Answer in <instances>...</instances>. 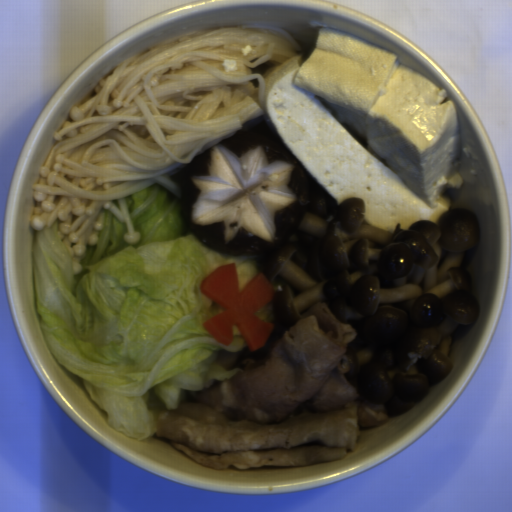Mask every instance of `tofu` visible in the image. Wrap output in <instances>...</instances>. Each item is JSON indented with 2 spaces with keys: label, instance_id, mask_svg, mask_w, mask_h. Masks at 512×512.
Segmentation results:
<instances>
[{
  "label": "tofu",
  "instance_id": "tofu-1",
  "mask_svg": "<svg viewBox=\"0 0 512 512\" xmlns=\"http://www.w3.org/2000/svg\"><path fill=\"white\" fill-rule=\"evenodd\" d=\"M446 88L351 33L321 27L309 58L272 85L267 114L288 149L340 206L395 233L439 222L461 189V136Z\"/></svg>",
  "mask_w": 512,
  "mask_h": 512
}]
</instances>
